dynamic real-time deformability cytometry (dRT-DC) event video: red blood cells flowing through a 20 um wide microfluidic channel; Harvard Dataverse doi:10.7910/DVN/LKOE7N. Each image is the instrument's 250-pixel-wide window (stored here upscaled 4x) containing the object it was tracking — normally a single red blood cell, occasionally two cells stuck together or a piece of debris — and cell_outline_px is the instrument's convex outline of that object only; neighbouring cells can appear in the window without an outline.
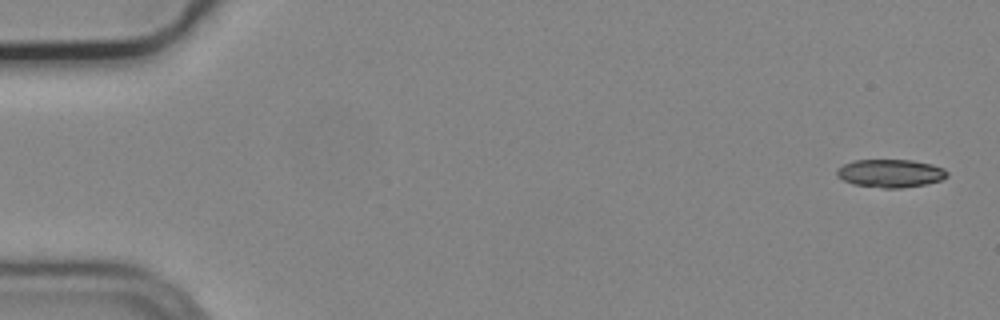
{"species": "common noctule bat (a hibernating species)", "species_latin": "Nyctalus noctula", "temperature_condition": "cold", "stored_images_in_passage": 4, "camera_frame_rate_fps": 3000, "um_per_image_px": 0.085, "animal": {"sex": "male", "body_mass_g": 19.2, "forearm_length_mm": 51.8}, "frame": {"image": 1, "passage_image": 1, "time_ms": 0.0, "image_size_px": [1000, 320], "cell_outline_px": [[948, 176], [940, 180], [924, 184], [900, 188], [884, 188], [852, 184], [836, 176], [836, 168], [852, 160], [912, 160], [932, 164], [944, 168], [948, 172]], "centroid_in_image_um": [75.66, 14.72], "position_along_channel_um": 9.3, "area_um2": 18.09}}